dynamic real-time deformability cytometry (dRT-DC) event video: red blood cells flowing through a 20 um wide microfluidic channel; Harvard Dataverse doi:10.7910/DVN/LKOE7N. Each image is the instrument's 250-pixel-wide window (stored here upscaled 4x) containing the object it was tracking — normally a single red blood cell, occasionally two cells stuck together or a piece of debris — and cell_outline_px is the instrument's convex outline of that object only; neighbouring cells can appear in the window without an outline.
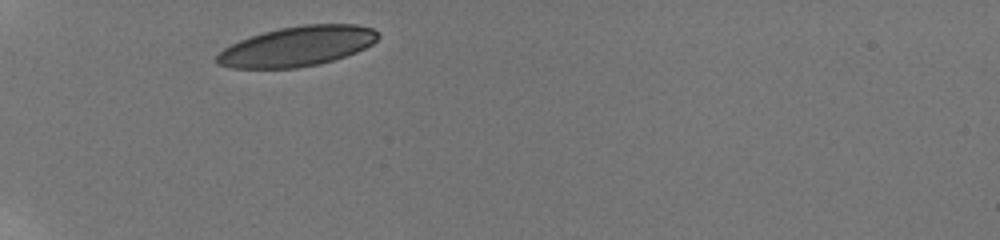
{"species": "human", "species_latin": "Homo sapiens", "temperature_condition": "room temperature", "stored_images_in_passage": 36, "camera_frame_rate_fps": 3000, "um_per_image_px": 0.085, "donor": {"sex": "male"}, "frame": {"image": 1, "passage_image": 1, "time_ms": 0.0, "image_size_px": [1000, 240], "cell_outline_px": [[380, 36], [372, 44], [356, 52], [320, 64], [296, 68], [232, 68], [216, 64], [216, 56], [224, 48], [240, 40], [264, 32], [280, 28], [304, 24], [356, 24], [372, 28]], "centroid_in_image_um": [25.26, 3.94], "position_along_channel_um": 59.7, "area_um2": 37.28}}
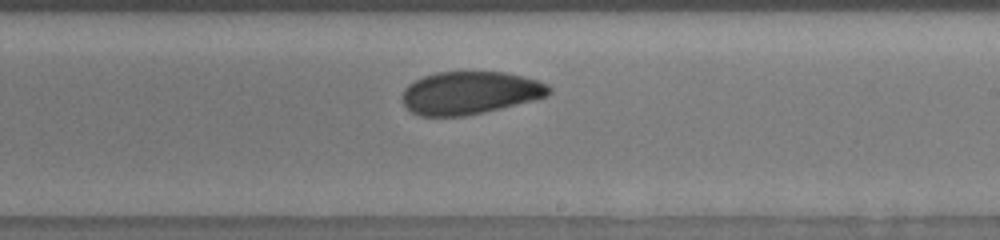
{"frame": {"image": 2, "passage_image": 23, "time_ms": 5.667, "image_size_px": [1000, 240], "cell_outline_px": [[552, 92], [548, 96], [484, 112], [464, 116], [420, 116], [412, 112], [404, 104], [400, 96], [404, 88], [408, 84], [424, 76], [440, 72], [504, 72], [536, 80], [548, 84], [552, 88]], "centroid_in_image_um": [39.92, 7.89], "position_along_channel_um": 249.1, "area_um2": 36.47}}
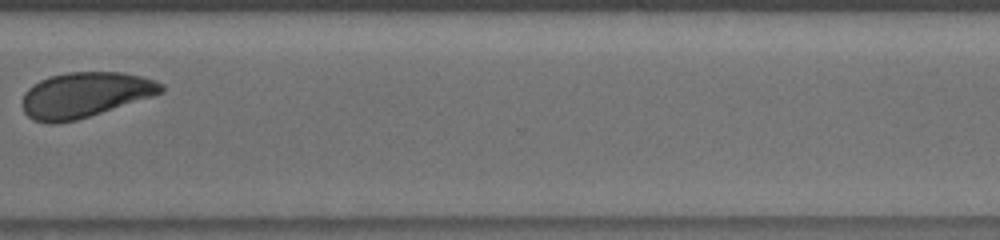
{"frame": {"image": 3, "passage_image": 33, "time_ms": 8.667, "image_size_px": [1000, 240], "cell_outline_px": [[164, 92], [152, 96], [76, 120], [56, 124], [48, 124], [36, 120], [28, 116], [24, 112], [24, 92], [28, 88], [40, 80], [52, 76], [68, 72], [120, 72], [140, 76], [164, 84]], "centroid_in_image_um": [7.21, 8.06], "position_along_channel_um": 363.4, "area_um2": 36.13}, "authors_computed_cell_mechanics": {"area_um2": 37.3388, "velocity_mm_per_s": 3.7954, "shape_relaxation_time_tau1_ms": 4.1368, "shape_relaxation_time_tau2_ms": 3.2607, "deformation_change_tau1": 0.1166, "deformation_change_tau2": 0.0822}}